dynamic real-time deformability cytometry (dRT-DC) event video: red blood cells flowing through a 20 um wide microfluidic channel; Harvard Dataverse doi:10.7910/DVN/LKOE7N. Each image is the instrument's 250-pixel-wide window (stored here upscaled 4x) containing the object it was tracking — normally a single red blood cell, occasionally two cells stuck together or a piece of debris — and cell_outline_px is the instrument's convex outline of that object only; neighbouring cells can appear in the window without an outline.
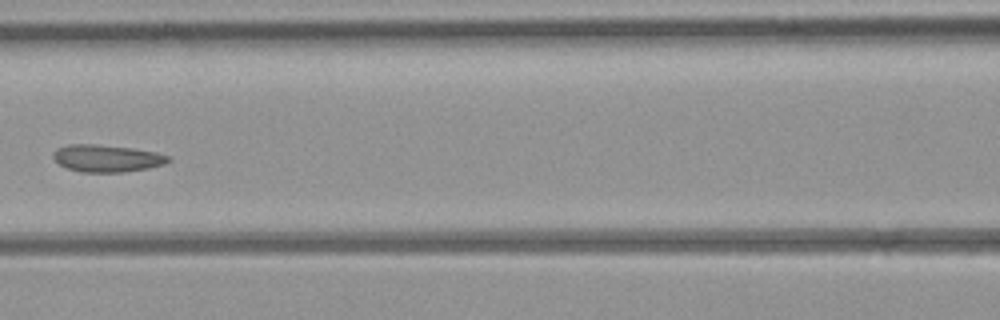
{"species": "common noctule bat (a hibernating species)", "species_latin": "Nyctalus noctula", "temperature_condition": "room temperature", "stored_images_in_passage": 7, "camera_frame_rate_fps": 3000, "um_per_image_px": 0.085, "animal": {"sex": "female", "body_mass_g": 21.9}, "frame": {"image": 1, "passage_image": 7, "time_ms": 7.0, "image_size_px": [1000, 320], "cell_outline_px": [[172, 160], [164, 164], [148, 168], [124, 172], [80, 172], [68, 168], [60, 164], [52, 156], [52, 152], [56, 148], [68, 144], [96, 144], [132, 148], [156, 152], [168, 156]], "centroid_in_image_um": [9.07, 13.45], "position_along_channel_um": 157.5, "area_um2": 18.26}}